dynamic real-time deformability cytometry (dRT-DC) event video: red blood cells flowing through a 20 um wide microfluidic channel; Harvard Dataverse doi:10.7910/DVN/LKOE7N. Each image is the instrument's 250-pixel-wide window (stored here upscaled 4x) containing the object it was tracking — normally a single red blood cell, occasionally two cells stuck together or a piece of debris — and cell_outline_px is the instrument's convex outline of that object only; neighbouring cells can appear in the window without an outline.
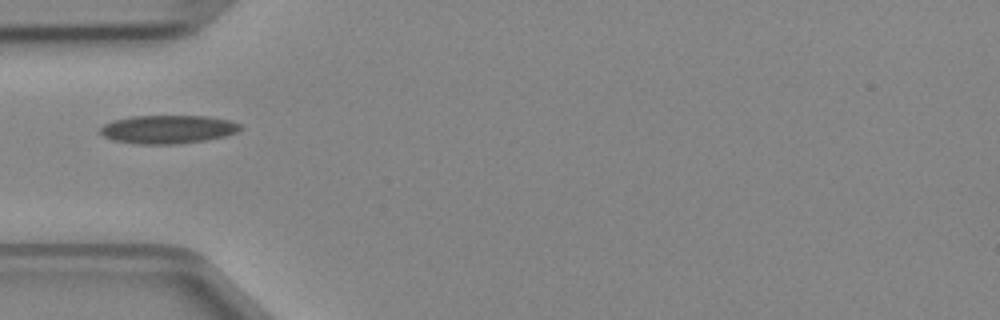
{"species": "Egyptian fruit bat (a non-hibernating species)", "species_latin": "Rousettus aegyptiacus", "temperature_condition": "cold", "stored_images_in_passage": 1, "camera_frame_rate_fps": 3000, "um_per_image_px": 0.085, "animal": {"sex": "female"}, "frame": {"image": 1, "passage_image": 1, "time_ms": 0.0, "image_size_px": [1000, 320], "cell_outline_px": [[244, 128], [236, 132], [224, 136], [204, 140], [176, 144], [140, 144], [112, 140], [104, 136], [100, 132], [100, 128], [104, 124], [112, 120], [132, 116], [208, 116], [228, 120], [240, 124]], "centroid_in_image_um": [14.26, 10.99], "position_along_channel_um": 70.7, "area_um2": 23.12}}